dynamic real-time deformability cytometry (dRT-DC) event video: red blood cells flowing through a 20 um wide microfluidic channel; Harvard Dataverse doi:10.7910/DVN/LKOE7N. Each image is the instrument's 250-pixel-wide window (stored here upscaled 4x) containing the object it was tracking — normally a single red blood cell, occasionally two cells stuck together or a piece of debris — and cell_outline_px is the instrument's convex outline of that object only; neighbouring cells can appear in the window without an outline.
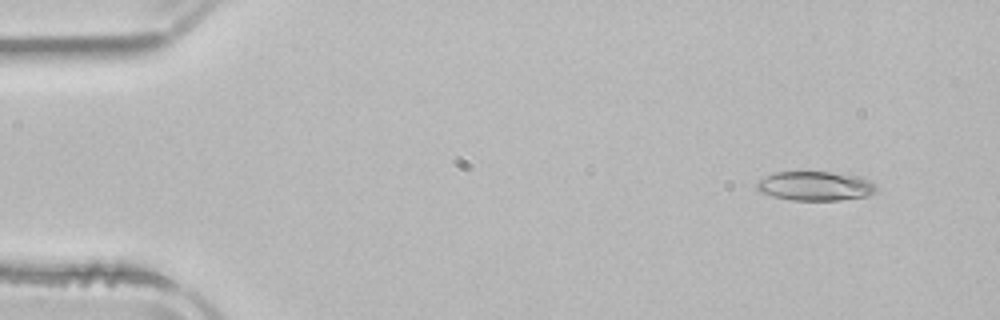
{"species": "common noctule bat (a hibernating species)", "species_latin": "Nyctalus noctula", "temperature_condition": "room temperature", "stored_images_in_passage": 48, "camera_frame_rate_fps": 3000, "um_per_image_px": 0.085, "animal": {"sex": "male", "body_mass_g": 21.5, "forearm_length_mm": 52.0}, "frame": {"image": 1, "passage_image": 1, "time_ms": 0.0, "image_size_px": [1000, 320], "cell_outline_px": [[876, 192], [868, 196], [840, 200], [792, 200], [772, 196], [760, 192], [756, 188], [756, 184], [760, 180], [776, 172], [832, 172], [860, 176], [872, 180], [876, 184]], "centroid_in_image_um": [69.36, 15.81], "position_along_channel_um": 15.6, "area_um2": 20.46}}
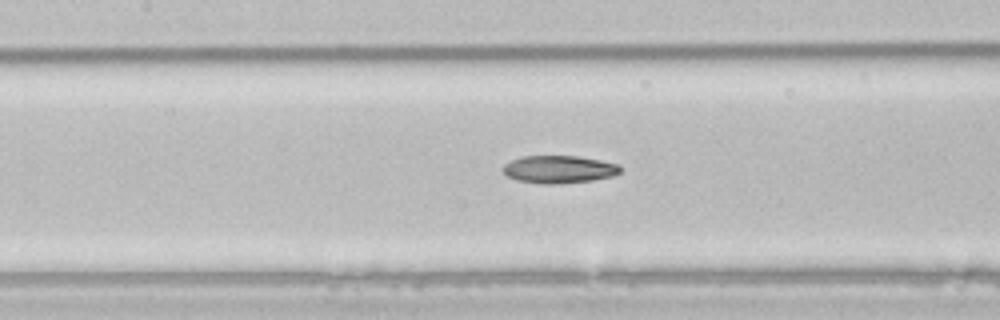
{"frame": {"image": 2, "passage_image": 20, "time_ms": 6.333, "image_size_px": [1000, 320], "cell_outline_px": [[620, 172], [612, 176], [592, 180], [560, 184], [544, 184], [516, 180], [508, 176], [504, 172], [504, 164], [512, 160], [524, 156], [576, 156], [600, 160], [620, 164]], "centroid_in_image_um": [47.53, 14.4], "position_along_channel_um": 159.9, "area_um2": 18.79}}
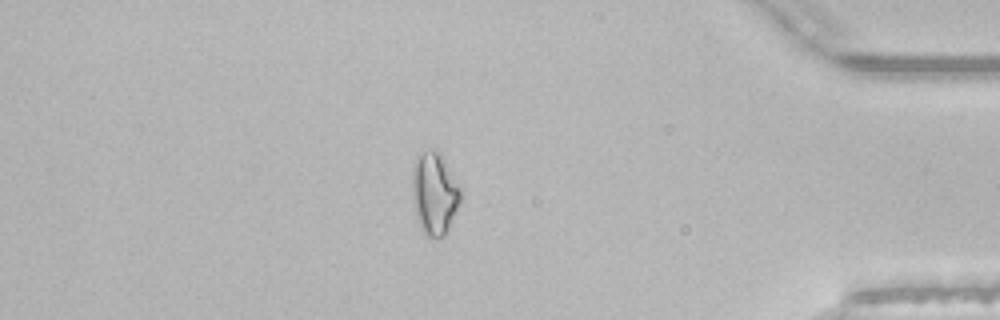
{"frame": {"image": 3, "passage_image": 41, "time_ms": 13.333, "image_size_px": [1000, 320], "cell_outline_px": [[464, 188], [460, 200], [448, 228], [444, 236], [428, 236], [424, 232], [416, 216], [412, 200], [412, 168], [416, 156], [432, 148], [440, 152]], "centroid_in_image_um": [36.95, 16.36], "position_along_channel_um": 398.3, "area_um2": 23.47}, "authors_computed_cell_mechanics": {"area_um2": 20.0277, "velocity_mm_per_s": 3.9344, "shape_relaxation_time_tau1_ms": 10.3888, "shape_relaxation_time_tau2_ms": 6.0967, "deformation_change_tau1": 0.1952, "deformation_change_tau2": 0.1415}}